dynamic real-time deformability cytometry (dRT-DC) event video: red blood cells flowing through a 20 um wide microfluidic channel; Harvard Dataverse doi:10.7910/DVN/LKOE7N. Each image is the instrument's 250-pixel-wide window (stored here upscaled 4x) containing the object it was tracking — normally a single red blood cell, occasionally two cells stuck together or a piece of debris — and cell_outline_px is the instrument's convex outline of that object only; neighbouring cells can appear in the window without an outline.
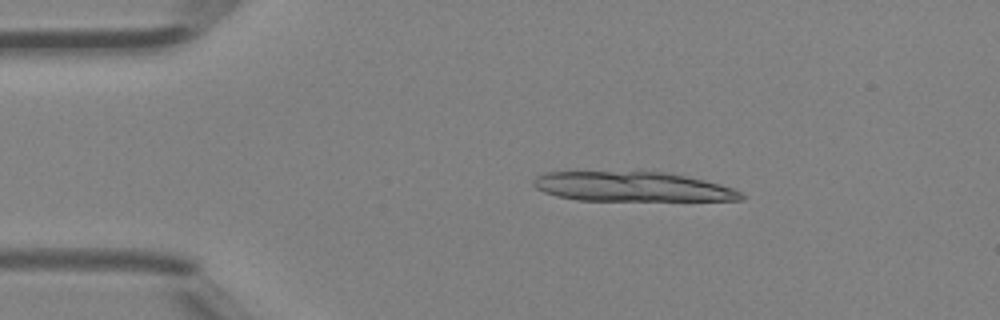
{"species": "Egyptian fruit bat (a non-hibernating species)", "species_latin": "Rousettus aegyptiacus", "temperature_condition": "room temperature", "stored_images_in_passage": 4, "camera_frame_rate_fps": 3000, "um_per_image_px": 0.085, "animal": {"sex": "female"}, "frame": {"image": 1, "passage_image": 2, "time_ms": 0.333, "image_size_px": [1000, 320], "cell_outline_px": [[744, 200], [576, 200], [556, 196], [544, 192], [536, 188], [532, 184], [532, 180], [536, 176], [544, 172], [664, 172], [684, 176], [720, 184], [732, 188], [740, 192], [744, 196]], "centroid_in_image_um": [53.68, 15.87], "position_along_channel_um": 31.3, "area_um2": 35.55}}
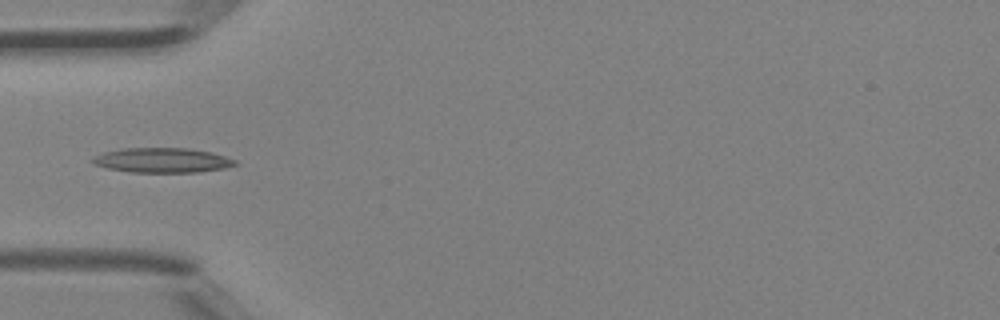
{"frame": {"image": 2, "passage_image": 4, "time_ms": 1.0, "image_size_px": [1000, 320], "cell_outline_px": [[240, 164], [224, 168], [200, 172], [128, 172], [108, 168], [92, 164], [88, 160], [104, 152], [120, 148], [188, 148], [212, 152], [236, 160]], "centroid_in_image_um": [13.78, 13.62], "position_along_channel_um": 71.2, "area_um2": 20.75}}